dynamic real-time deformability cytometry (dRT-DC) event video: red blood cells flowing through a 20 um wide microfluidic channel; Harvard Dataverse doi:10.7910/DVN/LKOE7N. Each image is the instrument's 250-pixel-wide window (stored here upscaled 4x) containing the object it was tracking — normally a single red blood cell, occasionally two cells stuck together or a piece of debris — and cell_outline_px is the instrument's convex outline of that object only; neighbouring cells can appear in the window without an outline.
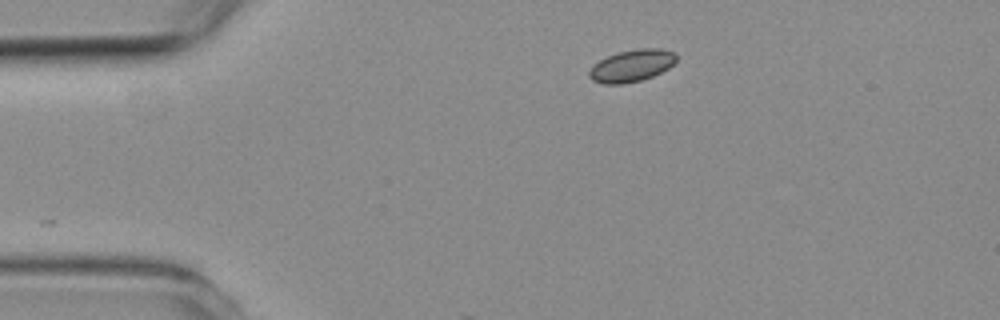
{"species": "common noctule bat (a hibernating species)", "species_latin": "Nyctalus noctula", "temperature_condition": "room temperature", "stored_images_in_passage": 5, "camera_frame_rate_fps": 3000, "um_per_image_px": 0.085, "animal": {"sex": "female", "body_mass_g": 19.3, "forearm_length_mm": 54.1}, "frame": {"image": 1, "passage_image": 1, "time_ms": 0.0, "image_size_px": [1000, 320], "cell_outline_px": [[676, 60], [668, 68], [652, 76], [640, 80], [620, 84], [604, 84], [592, 80], [588, 76], [588, 72], [592, 64], [616, 52], [640, 48], [660, 48], [672, 52], [676, 56]], "centroid_in_image_um": [53.64, 5.58], "position_along_channel_um": 31.4, "area_um2": 16.18}}
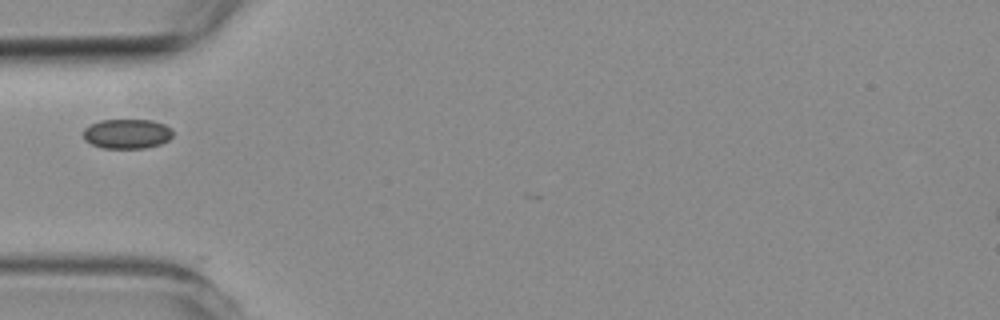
{"frame": {"image": 2, "passage_image": 3, "time_ms": 2.333, "image_size_px": [1000, 320], "cell_outline_px": [[172, 136], [168, 140], [160, 144], [144, 148], [104, 148], [92, 144], [84, 140], [84, 128], [100, 120], [152, 120], [164, 124], [172, 128]], "centroid_in_image_um": [10.81, 11.37], "position_along_channel_um": 74.2, "area_um2": 15.43}}
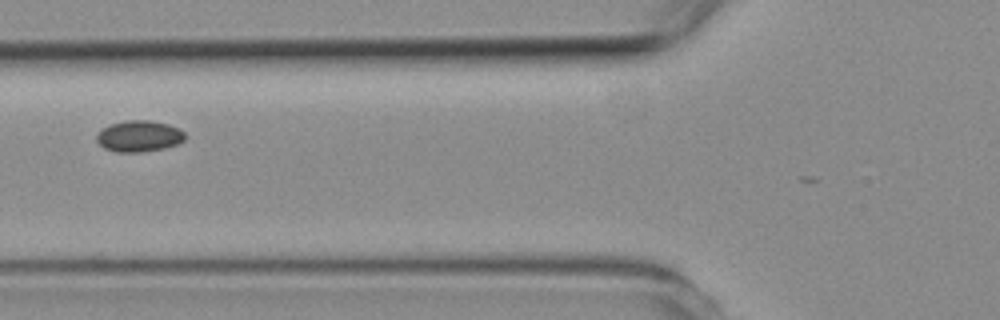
{"frame": {"image": 3, "passage_image": 4, "time_ms": 3.333, "image_size_px": [1000, 320], "cell_outline_px": [[184, 140], [176, 144], [164, 148], [140, 152], [116, 152], [104, 148], [96, 140], [96, 132], [100, 128], [124, 120], [148, 120], [168, 124], [180, 128], [184, 132]], "centroid_in_image_um": [11.78, 11.56], "position_along_channel_um": 114.0, "area_um2": 16.18}}